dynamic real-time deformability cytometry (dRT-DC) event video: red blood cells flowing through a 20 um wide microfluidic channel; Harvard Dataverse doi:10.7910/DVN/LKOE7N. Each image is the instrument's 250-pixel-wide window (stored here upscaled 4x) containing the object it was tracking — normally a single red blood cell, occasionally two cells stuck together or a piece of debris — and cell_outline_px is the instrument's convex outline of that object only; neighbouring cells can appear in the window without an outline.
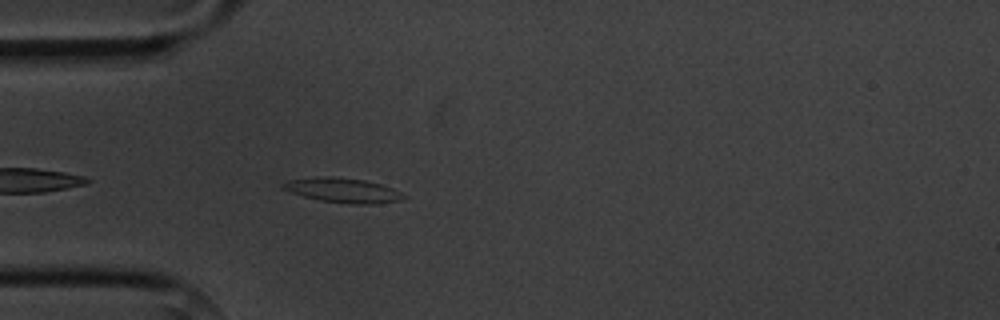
{"species": "common noctule bat (a hibernating species)", "species_latin": "Nyctalus noctula", "temperature_condition": "cold", "stored_images_in_passage": 1, "camera_frame_rate_fps": 3000, "um_per_image_px": 0.085, "animal": {"sex": "male", "body_mass_g": 20.1, "forearm_length_mm": 53.5}, "frame": {"image": 1, "passage_image": 1, "time_ms": 0.0, "image_size_px": [1000, 320], "cell_outline_px": [[408, 196], [400, 200], [376, 204], [348, 204], [320, 200], [304, 196], [280, 188], [280, 184], [288, 180], [324, 176], [332, 176], [364, 180], [380, 184], [392, 188]], "centroid_in_image_um": [29.14, 16.18], "position_along_channel_um": 55.9, "area_um2": 17.28}}